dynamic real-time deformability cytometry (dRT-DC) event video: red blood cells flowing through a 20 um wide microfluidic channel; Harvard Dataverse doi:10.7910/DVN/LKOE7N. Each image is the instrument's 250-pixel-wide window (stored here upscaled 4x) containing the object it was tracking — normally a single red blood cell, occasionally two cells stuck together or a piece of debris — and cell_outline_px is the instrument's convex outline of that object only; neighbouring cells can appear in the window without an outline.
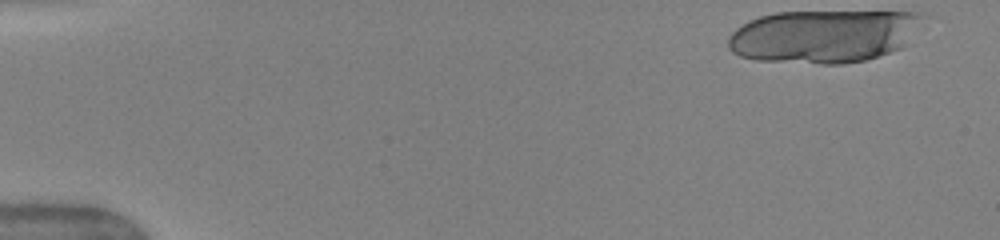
{"species": "human", "species_latin": "Homo sapiens", "temperature_condition": "warm", "stored_images_in_passage": 17, "camera_frame_rate_fps": 3000, "um_per_image_px": 0.085, "donor": {"sex": "female"}, "frame": {"image": 1, "passage_image": 1, "time_ms": 0.0, "image_size_px": [1000, 240], "cell_outline_px": [[928, 12], [908, 44], [900, 48], [868, 60], [844, 64], [820, 64], [756, 60], [740, 56], [732, 52], [728, 48], [728, 36], [736, 28], [748, 20], [760, 16], [776, 12]], "centroid_in_image_um": [70.03, 3.07], "position_along_channel_um": 15.0, "area_um2": 60.69}}